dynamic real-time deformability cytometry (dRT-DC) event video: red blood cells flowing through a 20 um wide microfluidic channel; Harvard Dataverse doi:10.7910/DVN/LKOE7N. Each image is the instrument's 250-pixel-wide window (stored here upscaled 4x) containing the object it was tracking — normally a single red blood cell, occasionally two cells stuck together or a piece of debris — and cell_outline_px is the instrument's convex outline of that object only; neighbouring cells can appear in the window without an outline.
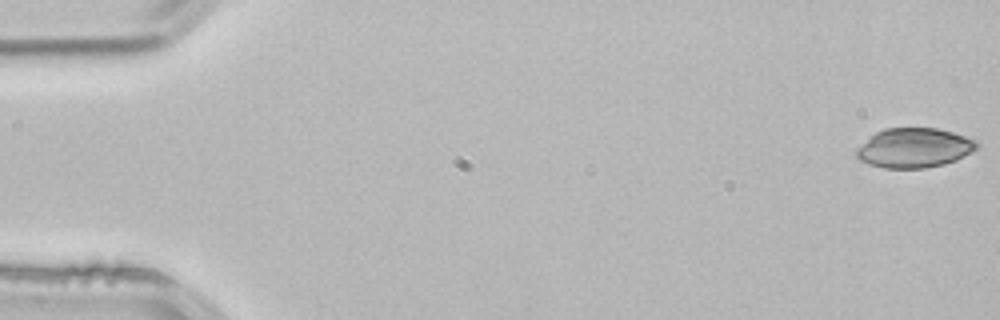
{"species": "common noctule bat (a hibernating species)", "species_latin": "Nyctalus noctula", "temperature_condition": "room temperature", "stored_images_in_passage": 4, "camera_frame_rate_fps": 3000, "um_per_image_px": 0.085, "animal": {"sex": "male", "body_mass_g": 21.5, "forearm_length_mm": 52.0}, "frame": {"image": 1, "passage_image": 1, "time_ms": 0.0, "image_size_px": [1000, 320], "cell_outline_px": [[980, 144], [976, 148], [956, 160], [944, 164], [924, 168], [884, 168], [868, 164], [860, 160], [856, 156], [856, 148], [876, 132], [884, 128], [936, 128], [952, 132], [976, 140]], "centroid_in_image_um": [77.68, 12.57], "position_along_channel_um": 7.3, "area_um2": 27.63}}
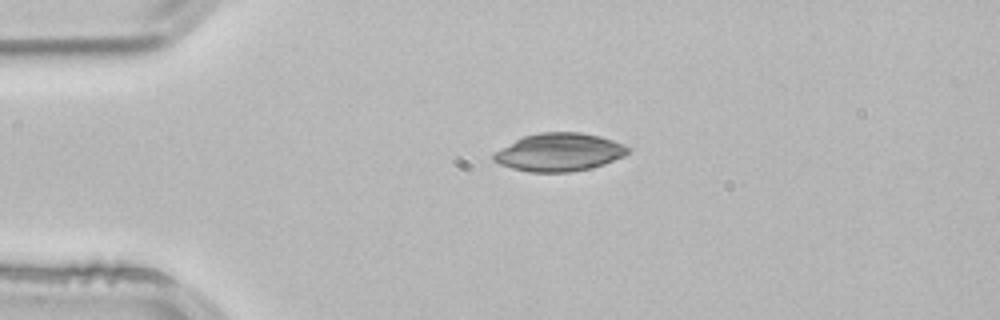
{"frame": {"image": 2, "passage_image": 3, "time_ms": 0.667, "image_size_px": [1000, 320], "cell_outline_px": [[632, 148], [624, 156], [604, 164], [592, 168], [568, 172], [528, 172], [512, 168], [500, 164], [492, 160], [492, 152], [524, 136], [540, 132], [580, 132], [600, 136], [624, 144]], "centroid_in_image_um": [47.53, 12.94], "position_along_channel_um": 37.5, "area_um2": 29.88}}
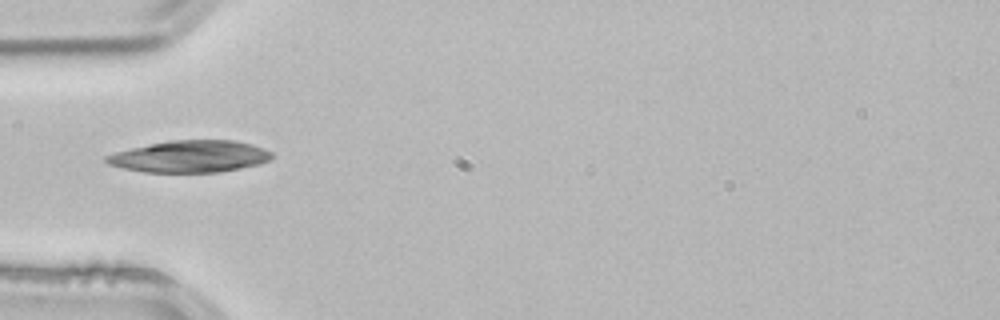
{"frame": {"image": 3, "passage_image": 4, "time_ms": 1.0, "image_size_px": [1000, 320], "cell_outline_px": [[272, 156], [268, 160], [260, 164], [220, 172], [144, 172], [124, 168], [108, 164], [104, 160], [104, 156], [116, 152], [132, 148], [172, 140], [236, 140], [252, 144], [264, 148], [272, 152]], "centroid_in_image_um": [16.17, 13.3], "position_along_channel_um": 68.8, "area_um2": 30.58}}